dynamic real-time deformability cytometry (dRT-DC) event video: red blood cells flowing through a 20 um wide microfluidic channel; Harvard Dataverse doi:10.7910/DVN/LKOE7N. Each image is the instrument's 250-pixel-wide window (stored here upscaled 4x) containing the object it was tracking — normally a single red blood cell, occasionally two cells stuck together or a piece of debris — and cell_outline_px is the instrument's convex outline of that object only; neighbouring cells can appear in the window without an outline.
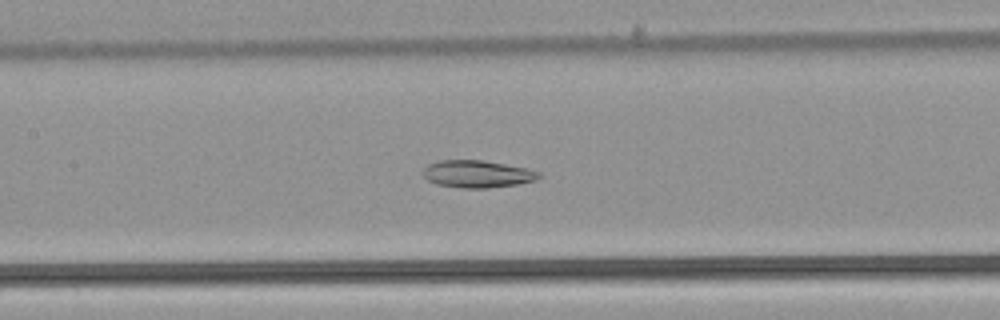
{"species": "common noctule bat (a hibernating species)", "species_latin": "Nyctalus noctula", "temperature_condition": "warm", "stored_images_in_passage": 40, "camera_frame_rate_fps": 3000, "um_per_image_px": 0.085, "animal": {"sex": "male", "body_mass_g": 21.5, "forearm_length_mm": 52.0}, "frame": {"image": 1, "passage_image": 15, "time_ms": 4.667, "image_size_px": [1000, 320], "cell_outline_px": [[544, 176], [536, 180], [516, 184], [488, 188], [460, 188], [436, 184], [428, 180], [424, 176], [424, 168], [428, 164], [440, 160], [484, 160], [528, 168], [540, 172]], "centroid_in_image_um": [40.61, 14.78], "position_along_channel_um": 166.8, "area_um2": 18.55}}
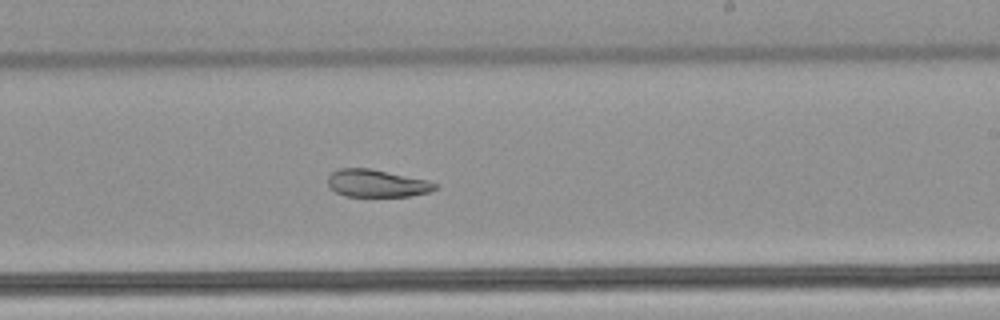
{"frame": {"image": 2, "passage_image": 22, "time_ms": 7.0, "image_size_px": [1000, 320], "cell_outline_px": [[436, 188], [428, 192], [408, 196], [344, 196], [328, 188], [328, 176], [332, 172], [340, 168], [368, 168], [428, 180], [436, 184]], "centroid_in_image_um": [31.97, 15.58], "position_along_channel_um": 257.0, "area_um2": 17.05}}
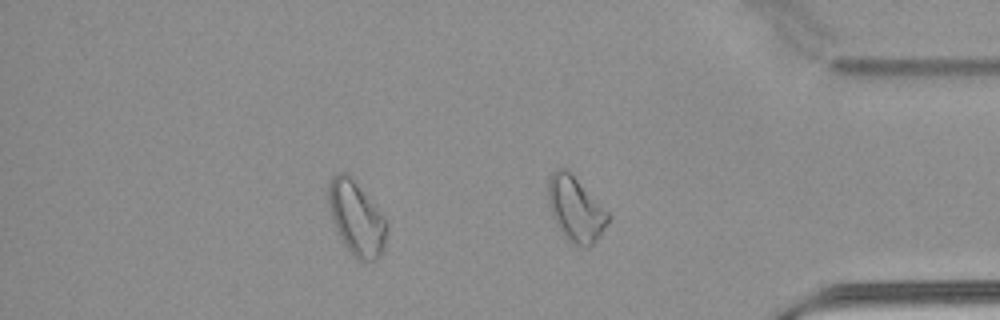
{"frame": {"image": 3, "passage_image": 33, "time_ms": 10.667, "image_size_px": [1000, 320], "cell_outline_px": [[388, 224], [384, 248], [380, 256], [376, 260], [364, 264], [356, 260], [344, 244], [332, 220], [328, 204], [328, 184], [332, 176], [336, 172], [348, 172], [388, 220]], "centroid_in_image_um": [30.31, 18.56], "position_along_channel_um": 404.9, "area_um2": 25.72}, "authors_computed_cell_mechanics": {"area_um2": 20.4323, "velocity_mm_per_s": 3.8786, "shape_relaxation_time_tau1_ms": null, "shape_relaxation_time_tau2_ms": 5.0227, "deformation_change_tau1": null, "deformation_change_tau2": 0.1086}}